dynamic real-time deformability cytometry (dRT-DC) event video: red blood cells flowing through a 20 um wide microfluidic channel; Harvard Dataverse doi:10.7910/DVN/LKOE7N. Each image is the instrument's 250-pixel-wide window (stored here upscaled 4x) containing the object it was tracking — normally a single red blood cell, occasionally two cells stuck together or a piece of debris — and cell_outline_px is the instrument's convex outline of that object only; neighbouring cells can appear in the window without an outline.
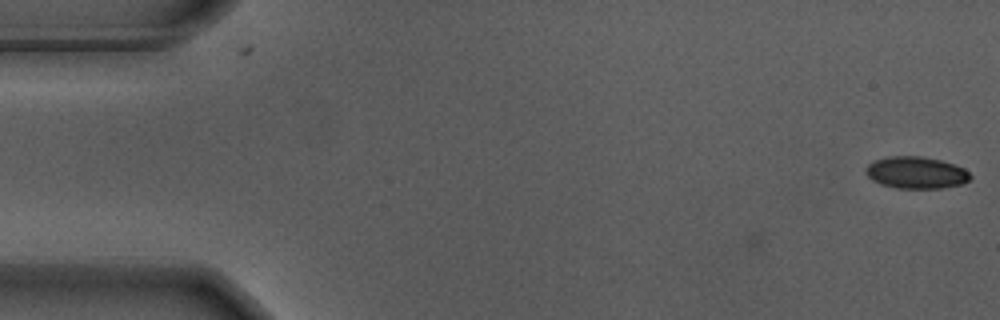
{"species": "Egyptian fruit bat (a non-hibernating species)", "species_latin": "Rousettus aegyptiacus", "temperature_condition": "warm", "stored_images_in_passage": 2, "camera_frame_rate_fps": 3000, "um_per_image_px": 0.085, "animal": {"sex": "male"}, "frame": {"image": 1, "passage_image": 2, "time_ms": 0.333, "image_size_px": [1000, 320], "cell_outline_px": [[972, 176], [968, 180], [960, 184], [940, 188], [896, 188], [880, 184], [872, 180], [864, 172], [864, 168], [868, 164], [876, 160], [888, 156], [924, 156], [940, 160], [964, 168]], "centroid_in_image_um": [77.83, 14.67], "position_along_channel_um": 7.2, "area_um2": 19.42}}